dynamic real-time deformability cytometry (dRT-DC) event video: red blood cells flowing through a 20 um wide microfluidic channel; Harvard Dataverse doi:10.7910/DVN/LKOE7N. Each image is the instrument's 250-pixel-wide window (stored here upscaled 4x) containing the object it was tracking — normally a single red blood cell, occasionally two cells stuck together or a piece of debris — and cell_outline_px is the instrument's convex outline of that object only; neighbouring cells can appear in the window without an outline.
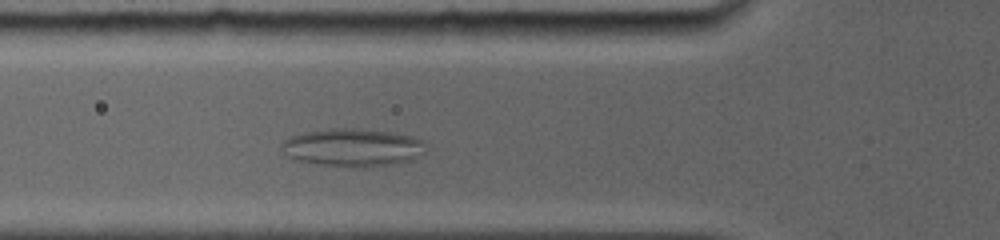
{"species": "common noctule bat (a hibernating species)", "species_latin": "Nyctalus noctula", "temperature_condition": "room temperature", "stored_images_in_passage": 5, "camera_frame_rate_fps": 5000, "um_per_image_px": 0.085, "animal": {"sex": "female", "body_mass_g": 19.0, "forearm_length_mm": 56.7}, "frame": {"image": 1, "passage_image": 3, "time_ms": 2.0, "image_size_px": [1000, 240], "cell_outline_px": [[424, 152], [412, 160], [392, 164], [320, 164], [296, 160], [288, 156], [280, 148], [280, 144], [284, 140], [292, 136], [308, 132], [336, 128], [356, 128], [388, 132], [412, 136], [424, 140]], "centroid_in_image_um": [29.97, 12.49], "position_along_channel_um": 95.8, "area_um2": 30.63}}
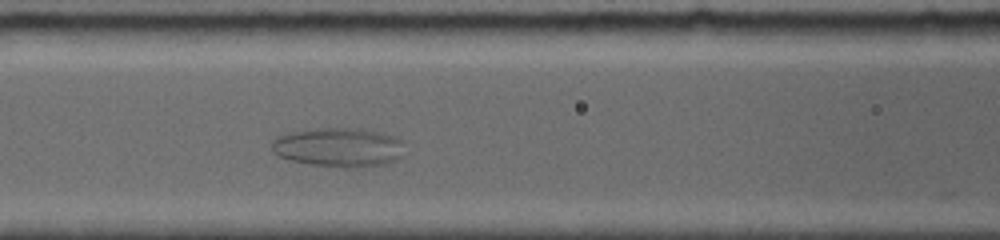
{"frame": {"image": 2, "passage_image": 4, "time_ms": 3.2, "image_size_px": [1000, 240], "cell_outline_px": [[404, 156], [388, 164], [356, 168], [348, 168], [308, 164], [292, 160], [280, 156], [272, 152], [272, 140], [276, 136], [288, 132], [312, 128], [360, 128], [380, 132], [392, 136], [400, 140]], "centroid_in_image_um": [28.77, 12.52], "position_along_channel_um": 137.8, "area_um2": 30.69}}
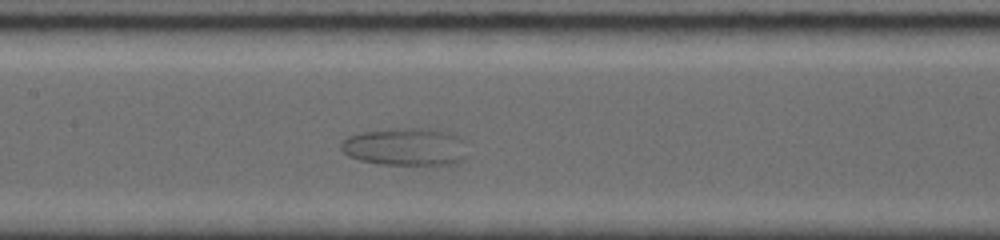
{"frame": {"image": 3, "passage_image": 5, "time_ms": 4.2, "image_size_px": [1000, 240], "cell_outline_px": [[468, 156], [464, 160], [456, 164], [380, 164], [360, 160], [348, 156], [340, 148], [340, 144], [348, 136], [364, 132], [404, 128], [428, 128], [448, 132], [468, 140]], "centroid_in_image_um": [34.58, 12.48], "position_along_channel_um": 172.8, "area_um2": 28.09}}